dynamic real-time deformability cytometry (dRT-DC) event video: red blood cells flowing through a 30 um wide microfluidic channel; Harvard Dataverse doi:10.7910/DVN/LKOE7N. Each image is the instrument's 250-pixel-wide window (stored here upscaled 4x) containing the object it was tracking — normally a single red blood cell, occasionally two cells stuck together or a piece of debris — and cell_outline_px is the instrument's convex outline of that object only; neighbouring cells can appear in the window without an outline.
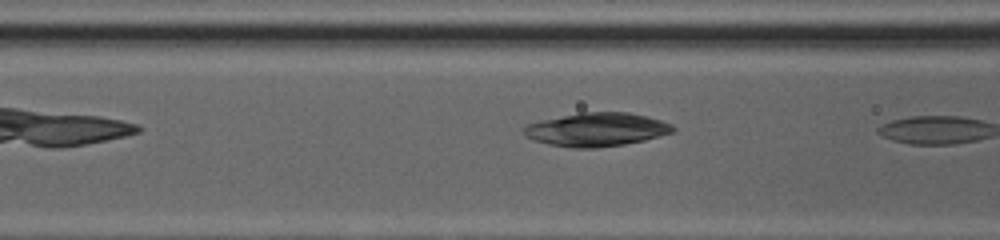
{"species": "common noctule bat (a hibernating species)", "species_latin": "Nyctalus noctula", "temperature_condition": "cold", "stored_images_in_passage": 8, "camera_frame_rate_fps": 3000, "um_per_image_px": 0.085, "animal": {"sex": "female", "body_mass_g": 20.0, "forearm_length_mm": 54.0}, "frame": {"image": 1, "passage_image": 7, "time_ms": 2.0, "image_size_px": [1000, 240], "cell_outline_px": [[676, 132], [644, 140], [624, 144], [596, 148], [572, 148], [548, 144], [524, 136], [520, 132], [520, 128], [528, 124], [544, 120], [580, 112], [628, 112], [648, 116], [672, 124], [676, 128]], "centroid_in_image_um": [50.72, 11.01], "position_along_channel_um": 115.9, "area_um2": 29.3}}